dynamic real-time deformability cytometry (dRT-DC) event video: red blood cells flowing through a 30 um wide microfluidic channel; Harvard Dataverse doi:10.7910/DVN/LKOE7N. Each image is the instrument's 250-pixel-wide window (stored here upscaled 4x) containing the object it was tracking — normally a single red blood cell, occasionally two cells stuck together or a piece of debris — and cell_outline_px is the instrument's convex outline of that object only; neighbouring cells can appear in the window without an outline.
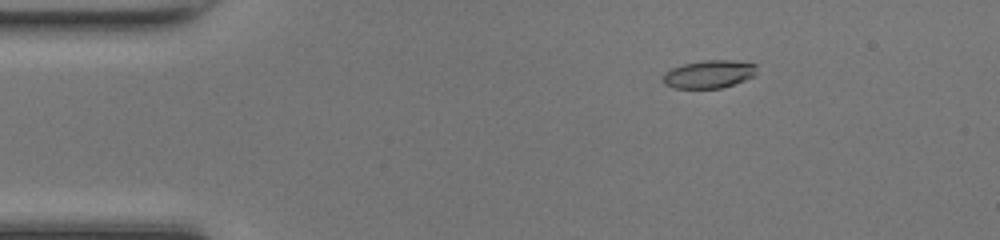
{"species": "common noctule bat (a hibernating species)", "species_latin": "Nyctalus noctula", "temperature_condition": "room temperature", "stored_images_in_passage": 42, "camera_frame_rate_fps": 3000, "um_per_image_px": 0.085, "animal": {"sex": "female", "body_mass_g": 17.0, "forearm_length_mm": 48.0}, "frame": {"image": 1, "passage_image": 1, "time_ms": 0.0, "image_size_px": [1000, 240], "cell_outline_px": [[756, 76], [720, 88], [672, 88], [664, 84], [664, 72], [672, 68], [684, 64], [704, 60], [732, 60], [756, 64]], "centroid_in_image_um": [60.27, 6.3], "position_along_channel_um": 24.7, "area_um2": 15.2}}
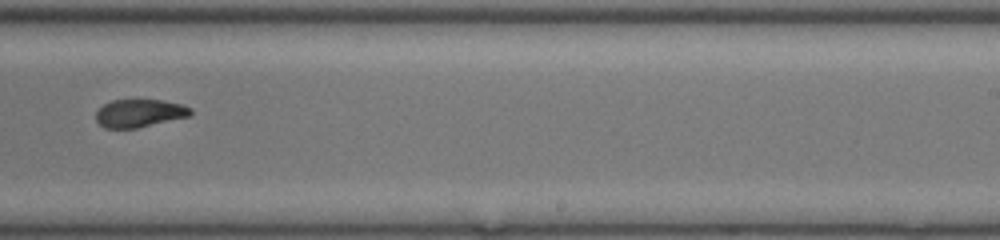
{"frame": {"image": 2, "passage_image": 24, "time_ms": 7.667, "image_size_px": [1000, 240], "cell_outline_px": [[192, 116], [136, 128], [104, 128], [96, 120], [96, 112], [104, 104], [112, 100], [160, 100], [180, 104], [192, 108]], "centroid_in_image_um": [11.87, 9.63], "position_along_channel_um": 277.1, "area_um2": 15.37}}
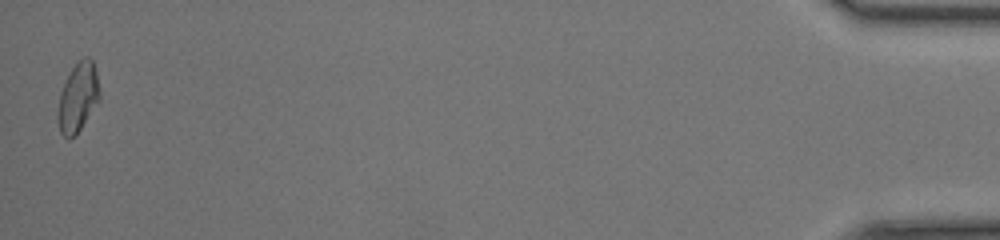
{"frame": {"image": 3, "passage_image": 42, "time_ms": 13.667, "image_size_px": [1000, 240], "cell_outline_px": [[100, 100], [76, 136], [68, 140], [60, 132], [56, 116], [56, 112], [60, 92], [72, 68], [84, 56], [88, 56], [92, 60], [96, 72], [100, 92]], "centroid_in_image_um": [6.62, 8.33], "position_along_channel_um": 428.6, "area_um2": 17.05}, "authors_computed_cell_mechanics": {"area_um2": 16.473, "velocity_mm_per_s": 4.2172, "shape_relaxation_time_tau1_ms": null, "shape_relaxation_time_tau2_ms": 2.3807, "deformation_change_tau1": null, "deformation_change_tau2": 0.0846}}